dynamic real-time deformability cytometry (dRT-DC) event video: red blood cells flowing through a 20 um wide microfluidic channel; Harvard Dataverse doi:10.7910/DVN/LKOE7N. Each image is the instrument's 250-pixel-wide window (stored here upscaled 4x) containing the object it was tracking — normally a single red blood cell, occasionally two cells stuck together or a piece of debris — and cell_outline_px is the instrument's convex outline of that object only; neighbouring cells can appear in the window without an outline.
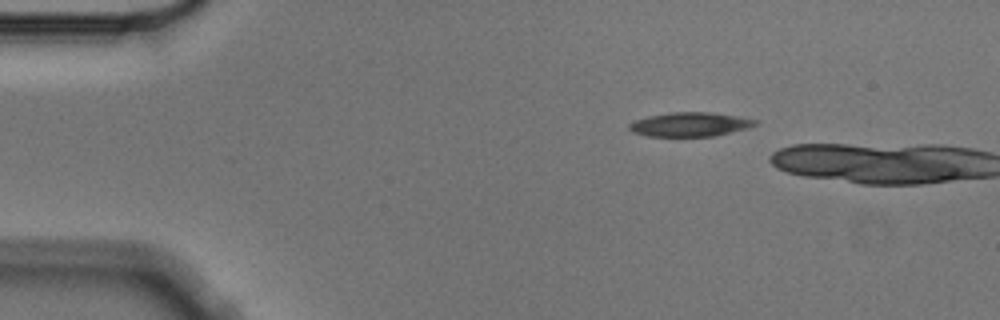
{"species": "Egyptian fruit bat (a non-hibernating species)", "species_latin": "Rousettus aegyptiacus", "temperature_condition": "cold", "stored_images_in_passage": 6, "camera_frame_rate_fps": 3000, "um_per_image_px": 0.085, "animal": {"sex": "male"}, "frame": {"image": 1, "passage_image": 6, "time_ms": 1.667, "image_size_px": [1000, 320], "cell_outline_px": [[760, 124], [748, 128], [716, 136], [648, 136], [632, 132], [628, 128], [628, 124], [636, 120], [648, 116], [672, 112], [708, 112], [736, 116], [756, 120]], "centroid_in_image_um": [58.66, 10.58], "position_along_channel_um": 26.3, "area_um2": 17.69}}